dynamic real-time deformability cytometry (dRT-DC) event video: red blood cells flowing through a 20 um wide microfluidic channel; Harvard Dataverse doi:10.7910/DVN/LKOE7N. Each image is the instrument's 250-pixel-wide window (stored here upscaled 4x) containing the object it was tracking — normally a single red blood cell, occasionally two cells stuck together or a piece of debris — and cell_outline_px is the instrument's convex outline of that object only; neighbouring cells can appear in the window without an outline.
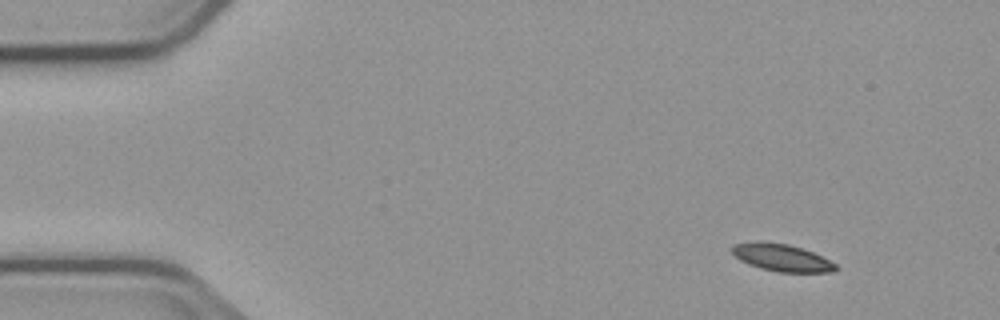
{"species": "common noctule bat (a hibernating species)", "species_latin": "Nyctalus noctula", "temperature_condition": "cold", "stored_images_in_passage": 4, "camera_frame_rate_fps": 3000, "um_per_image_px": 0.085, "animal": {"sex": "male", "body_mass_g": 23.1, "forearm_length_mm": 52.7}, "frame": {"image": 1, "passage_image": 1, "time_ms": 0.0, "image_size_px": [1000, 320], "cell_outline_px": [[840, 268], [836, 272], [776, 272], [760, 268], [748, 264], [740, 260], [728, 248], [732, 244], [756, 240], [788, 244], [812, 252], [836, 264]], "centroid_in_image_um": [66.4, 21.89], "position_along_channel_um": 18.6, "area_um2": 16.7}}
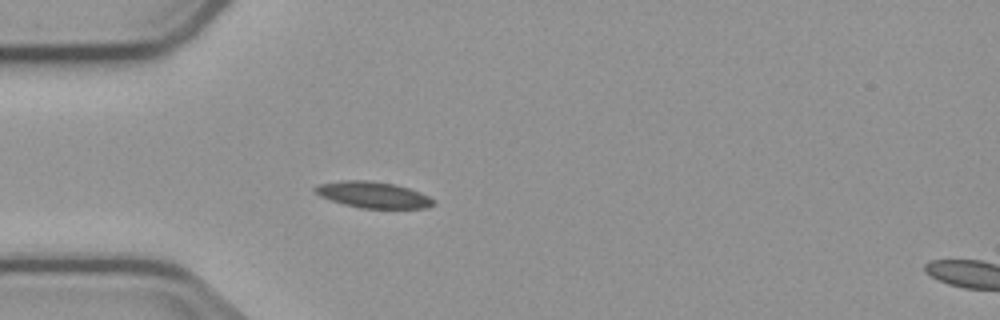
{"frame": {"image": 2, "passage_image": 4, "time_ms": 3.333, "image_size_px": [1000, 320], "cell_outline_px": [[436, 204], [424, 208], [360, 208], [344, 204], [320, 196], [312, 188], [320, 184], [344, 180], [368, 180], [392, 184], [408, 188], [420, 192], [436, 200]], "centroid_in_image_um": [31.74, 16.56], "position_along_channel_um": 53.3, "area_um2": 17.92}}